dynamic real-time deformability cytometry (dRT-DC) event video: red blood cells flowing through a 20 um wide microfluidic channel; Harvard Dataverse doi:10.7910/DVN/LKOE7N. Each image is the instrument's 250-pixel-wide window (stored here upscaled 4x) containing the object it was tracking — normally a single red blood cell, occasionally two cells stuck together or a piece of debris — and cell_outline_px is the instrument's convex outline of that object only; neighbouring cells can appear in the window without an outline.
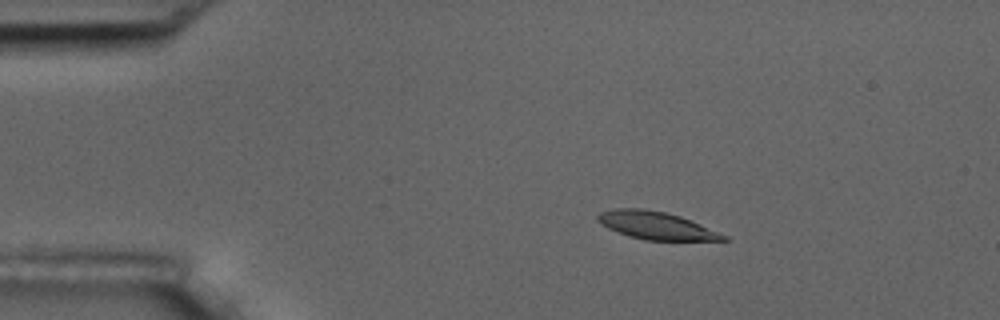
{"species": "common noctule bat (a hibernating species)", "species_latin": "Nyctalus noctula", "temperature_condition": "room temperature", "stored_images_in_passage": 6, "camera_frame_rate_fps": 3000, "um_per_image_px": 0.085, "animal": {"sex": "male", "body_mass_g": 17.5, "forearm_length_mm": 52.3}, "frame": {"image": 1, "passage_image": 3, "time_ms": 2.333, "image_size_px": [1000, 320], "cell_outline_px": [[728, 240], [644, 240], [628, 236], [608, 228], [600, 224], [596, 220], [596, 216], [600, 212], [612, 208], [644, 208], [664, 212], [680, 216], [728, 236]], "centroid_in_image_um": [55.7, 19.16], "position_along_channel_um": 29.3, "area_um2": 20.23}}